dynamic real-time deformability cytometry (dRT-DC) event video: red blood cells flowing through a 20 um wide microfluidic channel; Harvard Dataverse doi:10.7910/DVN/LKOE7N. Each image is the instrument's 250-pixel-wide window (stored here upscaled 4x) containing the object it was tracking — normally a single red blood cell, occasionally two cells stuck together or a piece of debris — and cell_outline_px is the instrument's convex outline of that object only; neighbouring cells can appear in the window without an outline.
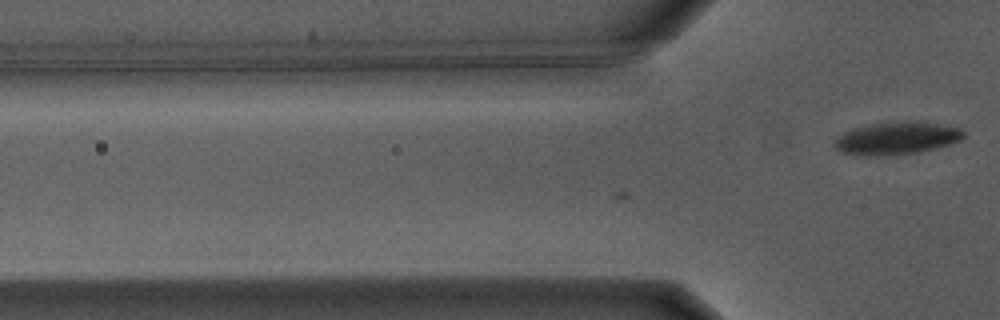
{"species": "Egyptian fruit bat (a non-hibernating species)", "species_latin": "Rousettus aegyptiacus", "temperature_condition": "warm", "stored_images_in_passage": 3, "camera_frame_rate_fps": 3000, "um_per_image_px": 0.085, "animal": {"sex": "male"}, "frame": {"image": 1, "passage_image": 3, "time_ms": 0.667, "image_size_px": [1000, 320], "cell_outline_px": [[964, 136], [960, 140], [936, 148], [920, 152], [844, 152], [836, 148], [836, 140], [844, 132], [856, 128], [872, 124], [936, 124], [960, 128], [964, 132]], "centroid_in_image_um": [76.32, 11.73], "position_along_channel_um": 49.5, "area_um2": 21.79}}